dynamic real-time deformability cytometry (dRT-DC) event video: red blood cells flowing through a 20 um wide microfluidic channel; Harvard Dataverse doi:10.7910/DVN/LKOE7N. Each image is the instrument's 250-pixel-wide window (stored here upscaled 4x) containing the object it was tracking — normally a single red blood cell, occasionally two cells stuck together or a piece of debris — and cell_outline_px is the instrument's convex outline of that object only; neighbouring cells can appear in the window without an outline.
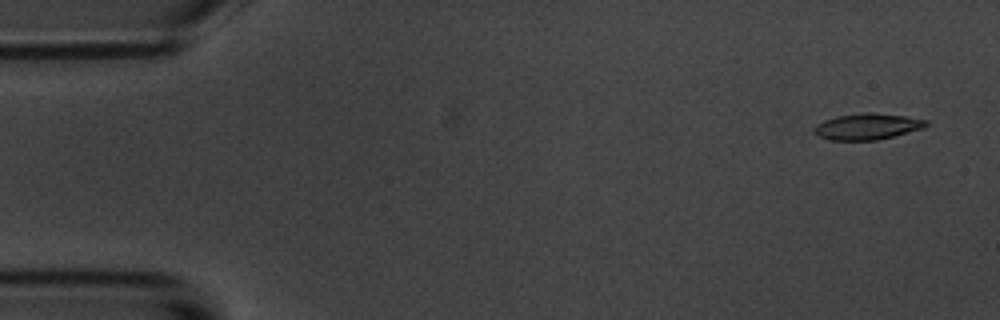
{"species": "common noctule bat (a hibernating species)", "species_latin": "Nyctalus noctula", "temperature_condition": "room temperature", "stored_images_in_passage": 5, "camera_frame_rate_fps": 3000, "um_per_image_px": 0.085, "animal": {"sex": "male", "body_mass_g": 20.1, "forearm_length_mm": 53.5}, "frame": {"image": 1, "passage_image": 1, "time_ms": 0.0, "image_size_px": [1000, 320], "cell_outline_px": [[928, 124], [924, 128], [876, 140], [828, 140], [816, 136], [812, 132], [812, 128], [816, 124], [824, 120], [836, 116], [864, 112], [872, 112], [904, 116], [928, 120]], "centroid_in_image_um": [73.65, 10.75], "position_along_channel_um": 11.3, "area_um2": 17.22}}
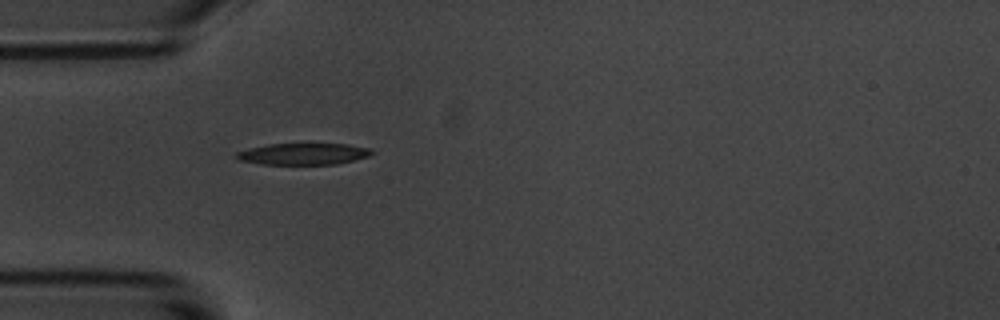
{"frame": {"image": 2, "passage_image": 5, "time_ms": 4.667, "image_size_px": [1000, 320], "cell_outline_px": [[376, 152], [368, 156], [336, 164], [264, 164], [240, 160], [232, 156], [236, 152], [248, 148], [268, 144], [348, 144], [372, 148]], "centroid_in_image_um": [25.78, 13.07], "position_along_channel_um": 59.2, "area_um2": 16.99}}